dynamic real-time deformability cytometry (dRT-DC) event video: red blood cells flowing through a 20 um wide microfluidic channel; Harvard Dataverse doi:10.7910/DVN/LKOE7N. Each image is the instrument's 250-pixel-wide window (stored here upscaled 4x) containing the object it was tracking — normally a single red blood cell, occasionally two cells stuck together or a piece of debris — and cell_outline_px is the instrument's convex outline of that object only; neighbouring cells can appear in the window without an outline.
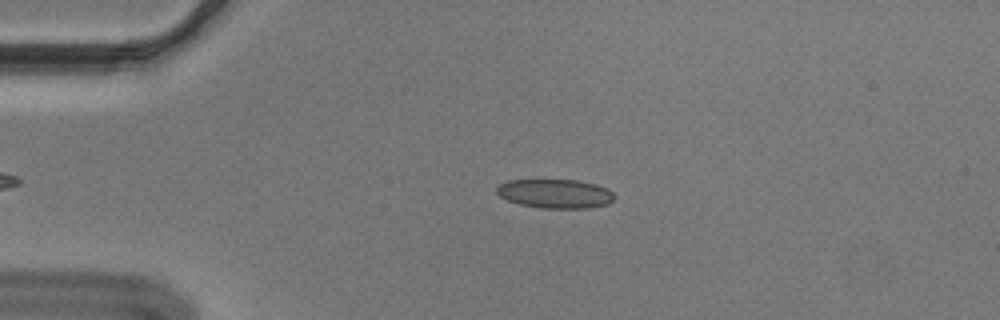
{"species": "Egyptian fruit bat (a non-hibernating species)", "species_latin": "Rousettus aegyptiacus", "temperature_condition": "cold", "stored_images_in_passage": 46, "camera_frame_rate_fps": 3000, "um_per_image_px": 0.085, "animal": {"sex": "male"}, "frame": {"image": 1, "passage_image": 4, "time_ms": 1.0, "image_size_px": [1000, 320], "cell_outline_px": [[612, 200], [608, 204], [588, 208], [540, 208], [520, 204], [508, 200], [500, 196], [496, 192], [496, 188], [500, 184], [508, 180], [576, 180], [596, 184], [608, 188], [612, 192]], "centroid_in_image_um": [47.18, 16.46], "position_along_channel_um": 37.8, "area_um2": 19.83}}
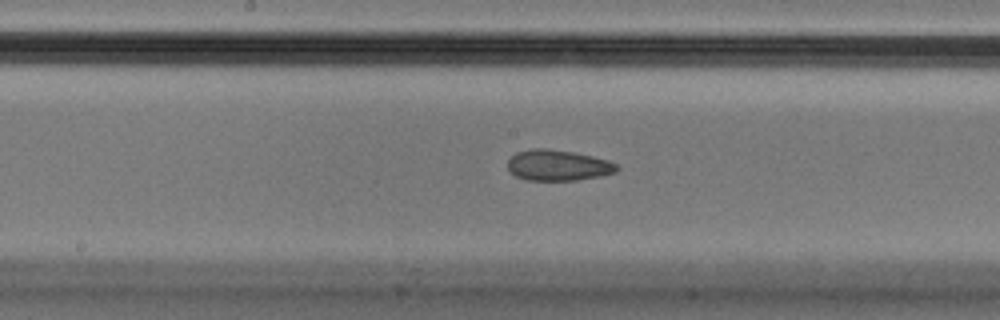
{"frame": {"image": 2, "passage_image": 20, "time_ms": 6.333, "image_size_px": [1000, 320], "cell_outline_px": [[620, 168], [616, 172], [600, 176], [576, 180], [524, 180], [516, 176], [508, 168], [508, 160], [516, 152], [532, 148], [548, 148], [572, 152], [592, 156], [608, 160], [616, 164]], "centroid_in_image_um": [47.43, 14.05], "position_along_channel_um": 200.8, "area_um2": 19.59}}
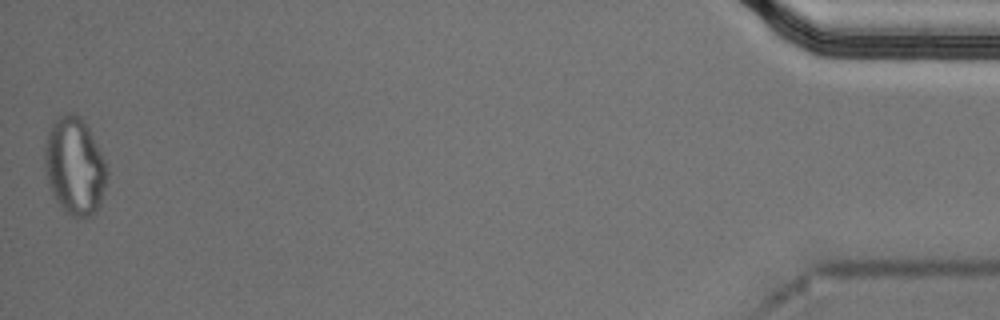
{"frame": {"image": 3, "passage_image": 46, "time_ms": 15.0, "image_size_px": [1000, 320], "cell_outline_px": [[108, 176], [100, 204], [96, 212], [92, 216], [72, 216], [64, 212], [56, 200], [48, 184], [44, 168], [44, 148], [48, 132], [52, 124], [60, 116], [68, 112], [76, 112], [84, 120], [104, 160], [108, 172]], "centroid_in_image_um": [6.33, 14.13], "position_along_channel_um": 428.9, "area_um2": 35.37}, "authors_computed_cell_mechanics": {"area_um2": 20.2011, "velocity_mm_per_s": 3.6577, "shape_relaxation_time_tau1_ms": null, "shape_relaxation_time_tau2_ms": 3.574, "deformation_change_tau1": null, "deformation_change_tau2": 0.0951}}